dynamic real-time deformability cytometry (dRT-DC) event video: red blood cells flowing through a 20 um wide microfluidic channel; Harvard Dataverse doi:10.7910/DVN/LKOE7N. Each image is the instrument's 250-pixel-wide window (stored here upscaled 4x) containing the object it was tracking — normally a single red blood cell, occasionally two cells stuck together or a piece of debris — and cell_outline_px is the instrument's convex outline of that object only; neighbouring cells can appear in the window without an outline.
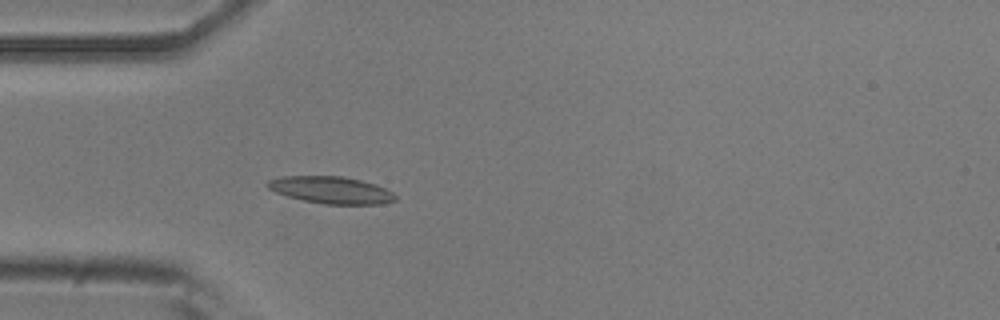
{"species": "common noctule bat (a hibernating species)", "species_latin": "Nyctalus noctula", "temperature_condition": "room temperature", "stored_images_in_passage": 11, "camera_frame_rate_fps": 3000, "um_per_image_px": 0.085, "animal": {"sex": "male", "body_mass_g": 20.5, "forearm_length_mm": 52.5}, "frame": {"image": 1, "passage_image": 1, "time_ms": 0.0, "image_size_px": [1000, 320], "cell_outline_px": [[396, 200], [384, 204], [324, 204], [304, 200], [288, 196], [276, 192], [268, 188], [264, 184], [268, 180], [280, 176], [344, 176], [376, 184], [392, 192], [396, 196]], "centroid_in_image_um": [28.14, 16.14], "position_along_channel_um": 56.9, "area_um2": 20.17}}
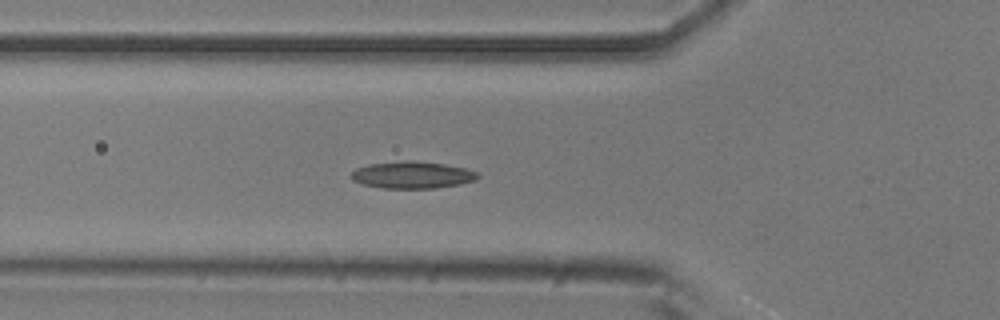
{"frame": {"image": 2, "passage_image": 4, "time_ms": 1.0, "image_size_px": [1000, 320], "cell_outline_px": [[480, 176], [476, 180], [460, 184], [436, 188], [384, 188], [364, 184], [352, 180], [352, 172], [356, 168], [368, 164], [404, 160], [412, 160], [444, 164], [464, 168], [476, 172]], "centroid_in_image_um": [35.05, 14.86], "position_along_channel_um": 90.8, "area_um2": 19.83}}
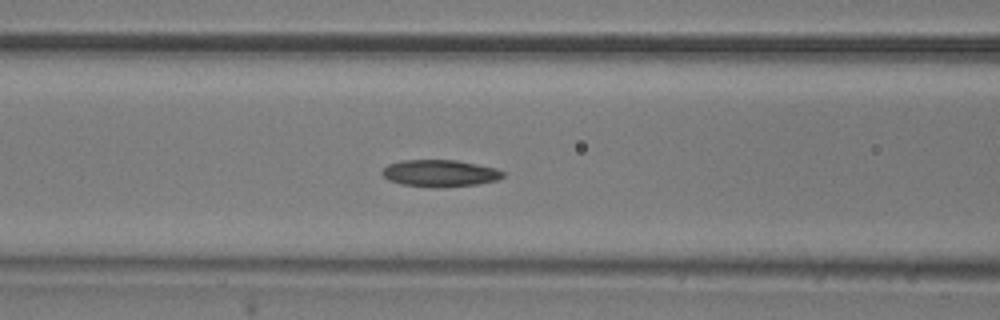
{"frame": {"image": 3, "passage_image": 7, "time_ms": 2.0, "image_size_px": [1000, 320], "cell_outline_px": [[504, 176], [496, 180], [476, 184], [444, 188], [400, 184], [388, 180], [380, 172], [388, 164], [400, 160], [456, 160], [496, 168], [504, 172]], "centroid_in_image_um": [37.37, 14.72], "position_along_channel_um": 129.2, "area_um2": 18.96}}